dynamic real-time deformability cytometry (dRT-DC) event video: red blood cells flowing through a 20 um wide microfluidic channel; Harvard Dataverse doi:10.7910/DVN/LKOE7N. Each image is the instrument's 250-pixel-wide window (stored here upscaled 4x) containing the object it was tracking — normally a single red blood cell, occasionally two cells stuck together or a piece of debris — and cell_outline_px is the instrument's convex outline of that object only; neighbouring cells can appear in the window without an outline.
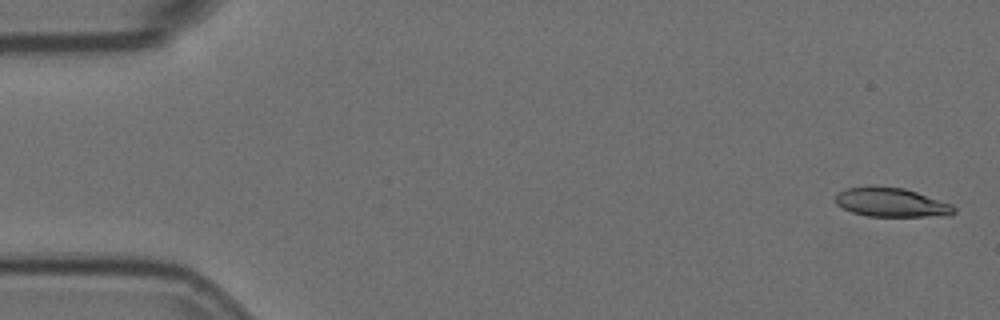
{"species": "Egyptian fruit bat (a non-hibernating species)", "species_latin": "Rousettus aegyptiacus", "temperature_condition": "room temperature", "stored_images_in_passage": 6, "camera_frame_rate_fps": 3000, "um_per_image_px": 0.085, "animal": {"sex": "female"}, "frame": {"image": 1, "passage_image": 1, "time_ms": 0.0, "image_size_px": [1000, 320], "cell_outline_px": [[956, 212], [952, 216], [868, 216], [852, 212], [836, 204], [836, 192], [844, 188], [868, 184], [872, 184], [904, 188], [952, 204], [956, 208]], "centroid_in_image_um": [75.74, 17.18], "position_along_channel_um": 9.3, "area_um2": 20.58}}